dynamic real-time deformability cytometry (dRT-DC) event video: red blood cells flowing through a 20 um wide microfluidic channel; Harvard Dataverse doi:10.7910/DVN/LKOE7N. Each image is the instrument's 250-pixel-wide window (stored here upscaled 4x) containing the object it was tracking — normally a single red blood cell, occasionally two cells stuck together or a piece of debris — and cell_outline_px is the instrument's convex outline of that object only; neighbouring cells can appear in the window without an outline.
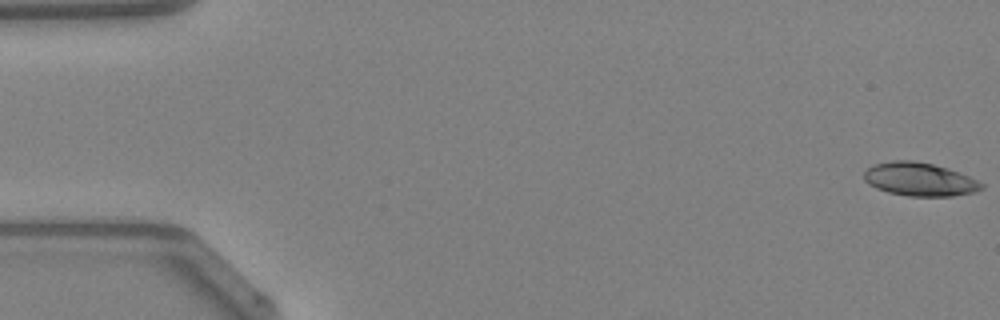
{"species": "Egyptian fruit bat (a non-hibernating species)", "species_latin": "Rousettus aegyptiacus", "temperature_condition": "warm", "stored_images_in_passage": 48, "camera_frame_rate_fps": 3000, "um_per_image_px": 0.085, "animal": {"sex": "female"}, "frame": {"image": 1, "passage_image": 1, "time_ms": 0.0, "image_size_px": [1000, 320], "cell_outline_px": [[984, 188], [972, 192], [952, 196], [908, 196], [888, 192], [876, 188], [868, 184], [864, 180], [864, 172], [872, 164], [896, 160], [908, 160], [932, 164], [968, 176], [984, 184]], "centroid_in_image_um": [78.11, 15.25], "position_along_channel_um": 6.9, "area_um2": 22.54}}
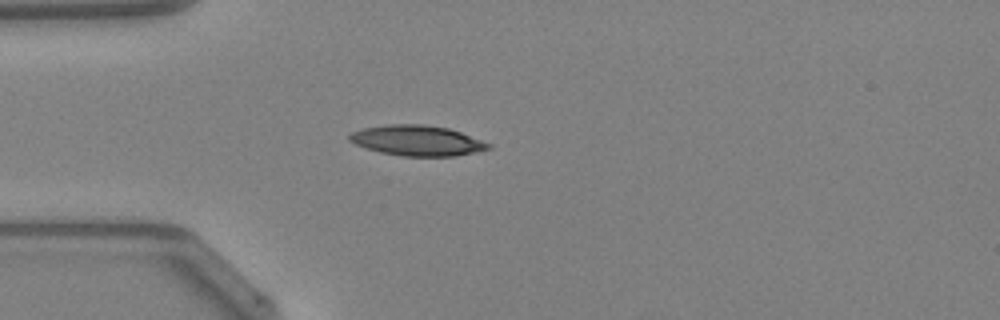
{"frame": {"image": 2, "passage_image": 14, "time_ms": 4.333, "image_size_px": [1000, 320], "cell_outline_px": [[492, 148], [476, 152], [456, 156], [400, 156], [380, 152], [364, 148], [348, 140], [348, 136], [352, 132], [364, 128], [392, 124], [420, 124], [448, 128], [460, 132], [492, 144]], "centroid_in_image_um": [35.46, 11.96], "position_along_channel_um": 49.5, "area_um2": 24.57}}
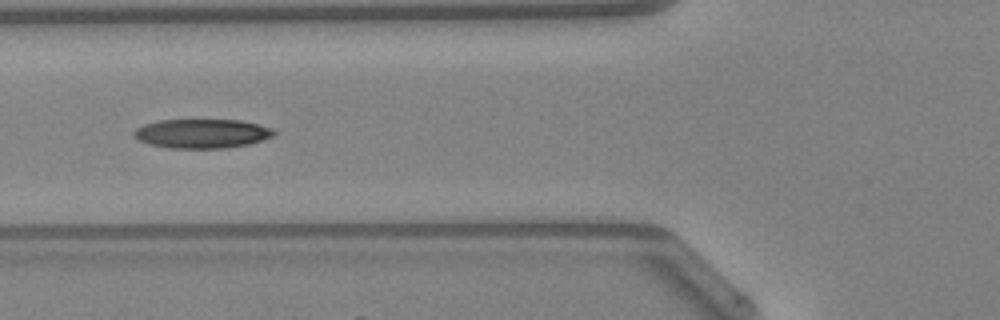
{"frame": {"image": 3, "passage_image": 19, "time_ms": 6.0, "image_size_px": [1000, 320], "cell_outline_px": [[276, 132], [272, 136], [248, 144], [224, 148], [168, 148], [152, 144], [140, 140], [132, 136], [132, 132], [136, 128], [144, 124], [160, 120], [240, 120], [272, 128]], "centroid_in_image_um": [17.13, 11.35], "position_along_channel_um": 108.7, "area_um2": 23.58}, "authors_computed_cell_mechanics": {"area_um2": 23.5824, "velocity_mm_per_s": 4.2621, "shape_relaxation_time_tau1_ms": 8.2785, "shape_relaxation_time_tau2_ms": 4.5952, "deformation_change_tau1": 0.2198, "deformation_change_tau2": 0.1231}}